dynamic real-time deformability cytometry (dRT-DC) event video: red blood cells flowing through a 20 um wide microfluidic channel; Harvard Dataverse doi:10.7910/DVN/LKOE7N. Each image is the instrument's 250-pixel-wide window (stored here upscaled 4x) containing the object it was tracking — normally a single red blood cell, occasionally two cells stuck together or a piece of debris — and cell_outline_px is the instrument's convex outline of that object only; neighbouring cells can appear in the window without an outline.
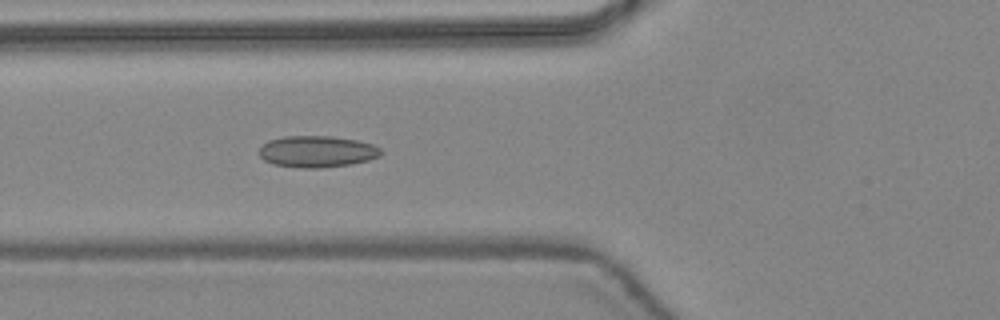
{"species": "common noctule bat (a hibernating species)", "species_latin": "Nyctalus noctula", "temperature_condition": "warm", "stored_images_in_passage": 46, "camera_frame_rate_fps": 3000, "um_per_image_px": 0.085, "animal": {"sex": "female", "body_mass_g": 24.6, "forearm_length_mm": 56.2}, "frame": {"image": 1, "passage_image": 18, "time_ms": 5.667, "image_size_px": [1000, 320], "cell_outline_px": [[384, 152], [380, 156], [368, 160], [352, 164], [320, 168], [300, 168], [276, 164], [264, 160], [260, 156], [260, 148], [268, 140], [284, 136], [332, 136], [356, 140], [372, 144], [380, 148]], "centroid_in_image_um": [26.98, 12.88], "position_along_channel_um": 98.8, "area_um2": 22.37}}
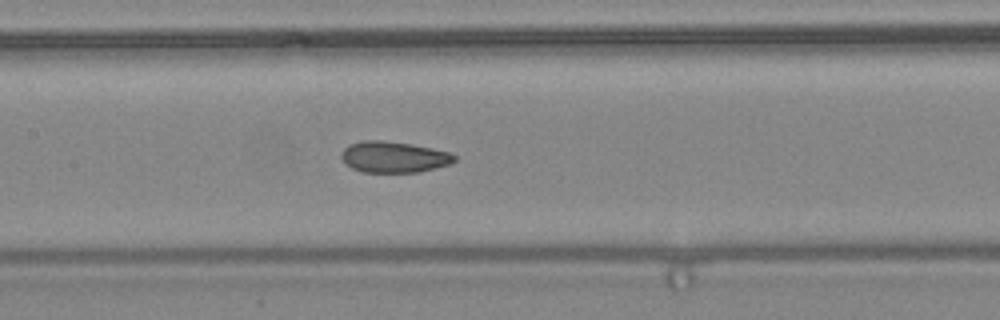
{"frame": {"image": 2, "passage_image": 23, "time_ms": 7.333, "image_size_px": [1000, 320], "cell_outline_px": [[456, 160], [452, 164], [420, 172], [360, 172], [352, 168], [340, 156], [340, 152], [348, 144], [360, 140], [380, 140], [412, 144], [432, 148], [448, 152], [456, 156]], "centroid_in_image_um": [33.47, 13.34], "position_along_channel_um": 173.9, "area_um2": 20.69}}
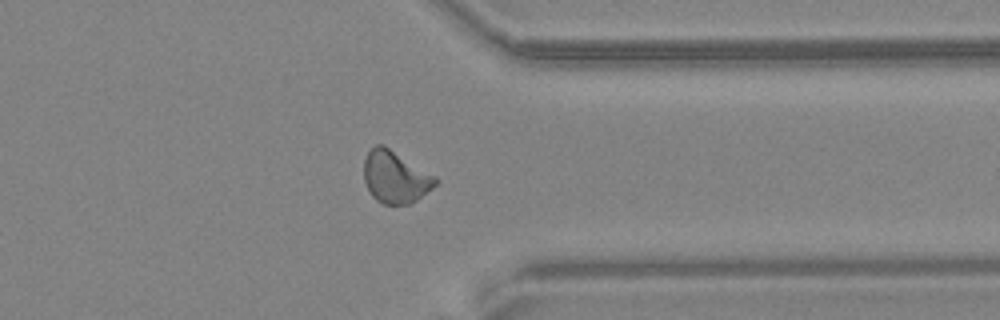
{"frame": {"image": 3, "passage_image": 37, "time_ms": 12.0, "image_size_px": [1000, 320], "cell_outline_px": [[436, 184], [432, 188], [416, 200], [408, 204], [384, 204], [376, 200], [372, 196], [364, 180], [364, 160], [368, 152], [376, 144], [384, 144], [436, 176]], "centroid_in_image_um": [33.59, 15.03], "position_along_channel_um": 377.8, "area_um2": 21.62}, "authors_computed_cell_mechanics": {"area_um2": 21.1259, "velocity_mm_per_s": 4.449, "shape_relaxation_time_tau1_ms": null, "shape_relaxation_time_tau2_ms": 1.49, "deformation_change_tau1": null, "deformation_change_tau2": 0.0698}}